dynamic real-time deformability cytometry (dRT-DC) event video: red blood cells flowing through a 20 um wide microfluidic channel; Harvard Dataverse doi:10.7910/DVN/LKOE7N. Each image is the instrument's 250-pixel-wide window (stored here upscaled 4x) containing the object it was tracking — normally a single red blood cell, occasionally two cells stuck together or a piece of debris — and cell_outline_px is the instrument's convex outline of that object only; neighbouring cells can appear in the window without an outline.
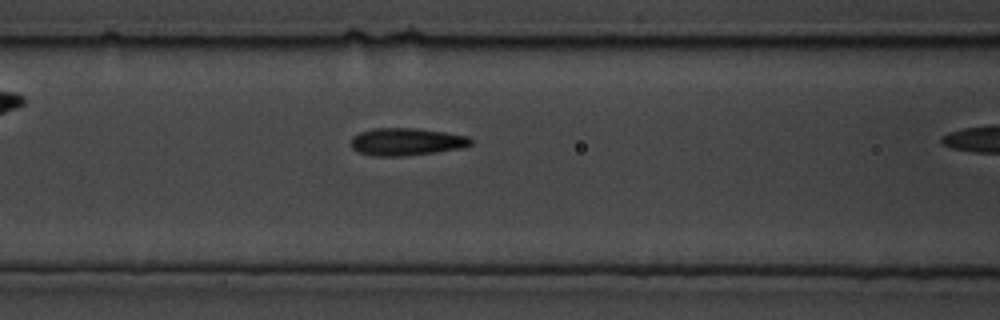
{"species": "common noctule bat (a hibernating species)", "species_latin": "Nyctalus noctula", "temperature_condition": "cold", "stored_images_in_passage": 40, "camera_frame_rate_fps": 3000, "um_per_image_px": 0.085, "animal": {"sex": "male", "body_mass_g": 19.5, "forearm_length_mm": 54.6}, "frame": {"image": 1, "passage_image": 4, "time_ms": 1.0, "image_size_px": [1000, 320], "cell_outline_px": [[472, 144], [464, 148], [436, 152], [404, 156], [372, 156], [356, 152], [352, 148], [352, 136], [360, 132], [372, 128], [416, 128], [444, 132], [468, 136], [472, 140]], "centroid_in_image_um": [34.54, 12.05], "position_along_channel_um": 132.1, "area_um2": 19.36}}
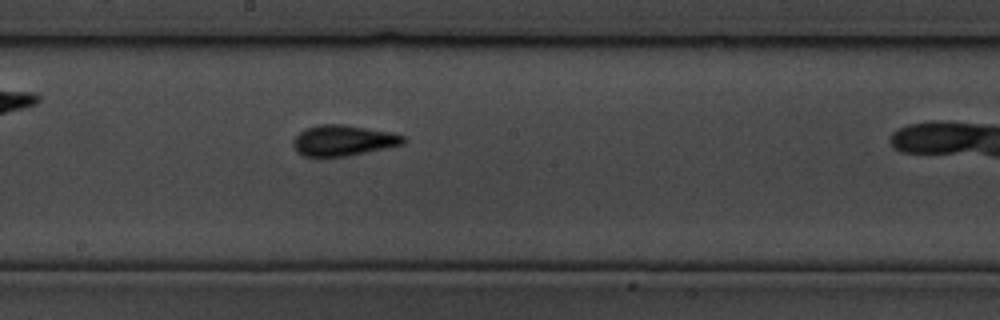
{"frame": {"image": 2, "passage_image": 16, "time_ms": 5.0, "image_size_px": [1000, 320], "cell_outline_px": [[404, 144], [348, 156], [304, 156], [296, 152], [292, 144], [292, 140], [304, 128], [320, 124], [344, 124], [388, 132], [404, 136]], "centroid_in_image_um": [29.11, 11.94], "position_along_channel_um": 219.1, "area_um2": 19.59}}
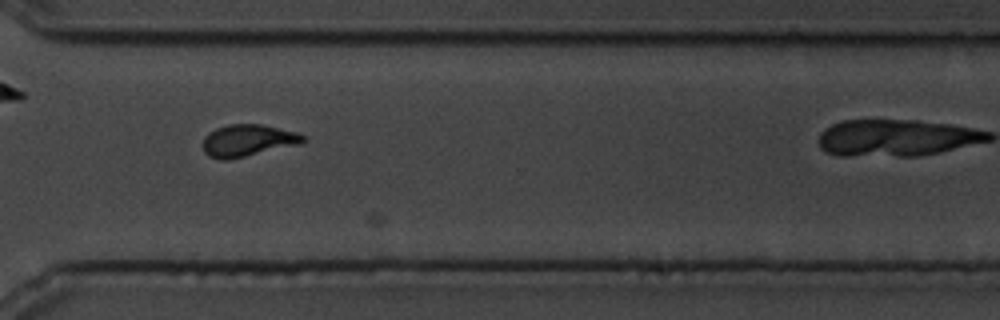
{"frame": {"image": 3, "passage_image": 34, "time_ms": 11.0, "image_size_px": [1000, 320], "cell_outline_px": [[308, 140], [300, 144], [228, 160], [220, 160], [208, 156], [204, 152], [204, 136], [208, 132], [216, 128], [228, 124], [260, 124], [296, 132], [304, 136]], "centroid_in_image_um": [21.05, 11.94], "position_along_channel_um": 349.5, "area_um2": 18.67}}